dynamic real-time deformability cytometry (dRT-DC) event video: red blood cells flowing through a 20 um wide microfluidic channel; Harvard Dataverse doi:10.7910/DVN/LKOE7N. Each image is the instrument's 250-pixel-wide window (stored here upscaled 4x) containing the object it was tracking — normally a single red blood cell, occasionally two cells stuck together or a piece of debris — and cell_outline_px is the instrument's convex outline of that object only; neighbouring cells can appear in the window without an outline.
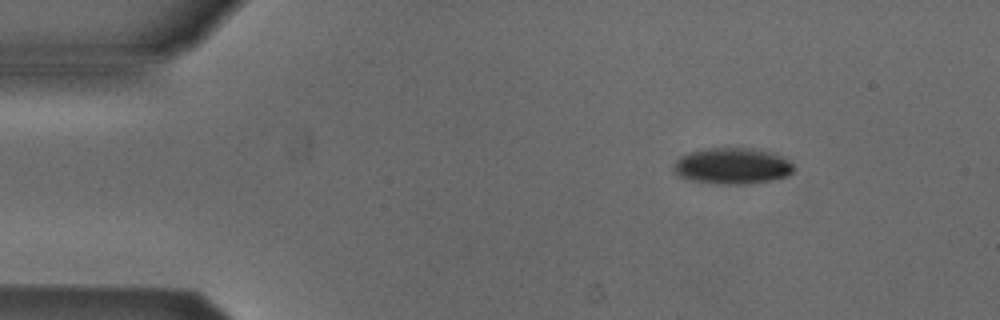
{"species": "Egyptian fruit bat (a non-hibernating species)", "species_latin": "Rousettus aegyptiacus", "temperature_condition": "cold", "stored_images_in_passage": 46, "camera_frame_rate_fps": 3000, "um_per_image_px": 0.085, "animal": {"sex": "male"}, "frame": {"image": 1, "passage_image": 1, "time_ms": 0.0, "image_size_px": [1000, 320], "cell_outline_px": [[796, 168], [792, 172], [784, 176], [772, 180], [752, 184], [712, 184], [688, 180], [672, 172], [672, 168], [676, 160], [680, 156], [688, 152], [708, 148], [752, 148], [776, 152], [788, 160]], "centroid_in_image_um": [62.22, 14.11], "position_along_channel_um": 22.8, "area_um2": 25.84}}
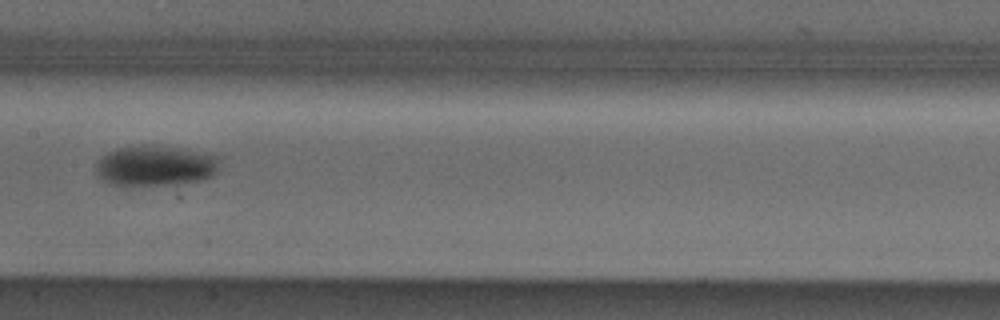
{"frame": {"image": 2, "passage_image": 20, "time_ms": 6.333, "image_size_px": [1000, 320], "cell_outline_px": [[216, 172], [212, 176], [204, 180], [176, 184], [108, 184], [100, 180], [96, 176], [96, 164], [108, 152], [116, 148], [140, 144], [148, 144], [176, 148], [216, 156]], "centroid_in_image_um": [13.12, 14.08], "position_along_channel_um": 194.3, "area_um2": 28.73}}
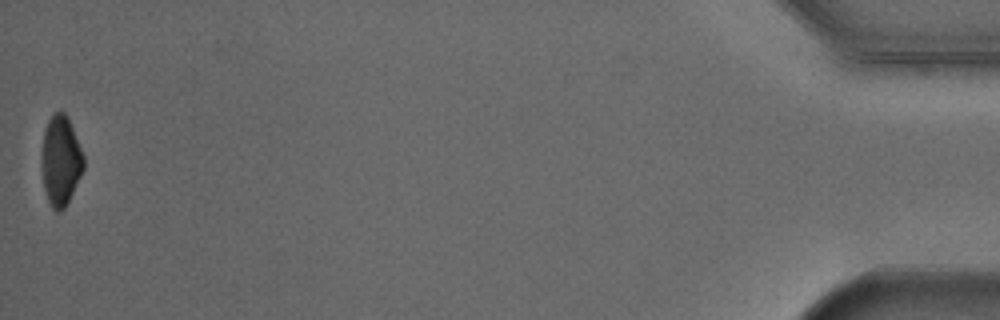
{"frame": {"image": 3, "passage_image": 46, "time_ms": 15.0, "image_size_px": [1000, 320], "cell_outline_px": [[84, 168], [64, 208], [60, 212], [56, 212], [52, 208], [48, 200], [44, 188], [40, 164], [40, 160], [44, 128], [48, 120], [56, 112], [64, 112], [68, 116], [84, 156]], "centroid_in_image_um": [5.13, 13.63], "position_along_channel_um": 430.1, "area_um2": 22.08}, "authors_computed_cell_mechanics": {"area_um2": 27.2527, "velocity_mm_per_s": 3.9021, "shape_relaxation_time_tau1_ms": 6.0133, "shape_relaxation_time_tau2_ms": null, "deformation_change_tau1": 0.1217, "deformation_change_tau2": null}}